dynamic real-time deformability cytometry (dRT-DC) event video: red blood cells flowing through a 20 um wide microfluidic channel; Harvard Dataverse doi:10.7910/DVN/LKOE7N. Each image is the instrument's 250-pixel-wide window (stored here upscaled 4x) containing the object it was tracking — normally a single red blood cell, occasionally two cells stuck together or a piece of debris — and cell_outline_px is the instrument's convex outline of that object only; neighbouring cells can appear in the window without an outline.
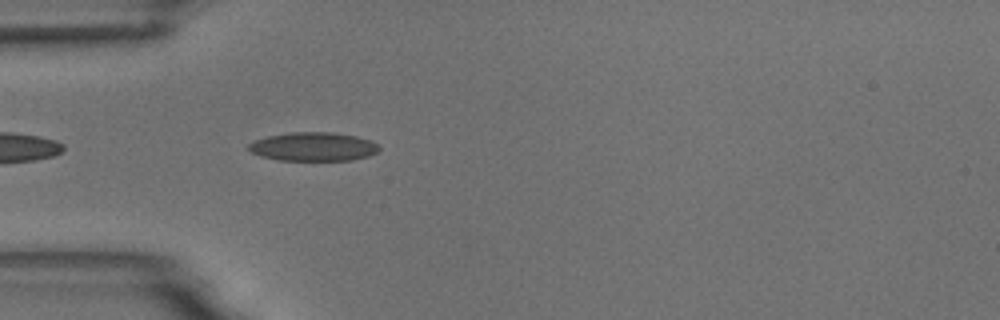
{"species": "common noctule bat (a hibernating species)", "species_latin": "Nyctalus noctula", "temperature_condition": "room temperature", "stored_images_in_passage": 43, "camera_frame_rate_fps": 3000, "um_per_image_px": 0.085, "animal": {"sex": "male", "body_mass_g": 18.8}, "frame": {"image": 1, "passage_image": 4, "time_ms": 1.0, "image_size_px": [1000, 320], "cell_outline_px": [[380, 148], [376, 152], [368, 156], [352, 160], [280, 160], [260, 156], [252, 152], [248, 148], [248, 144], [252, 140], [268, 136], [292, 132], [332, 132], [356, 136], [372, 140]], "centroid_in_image_um": [26.62, 12.46], "position_along_channel_um": 58.4, "area_um2": 21.85}}
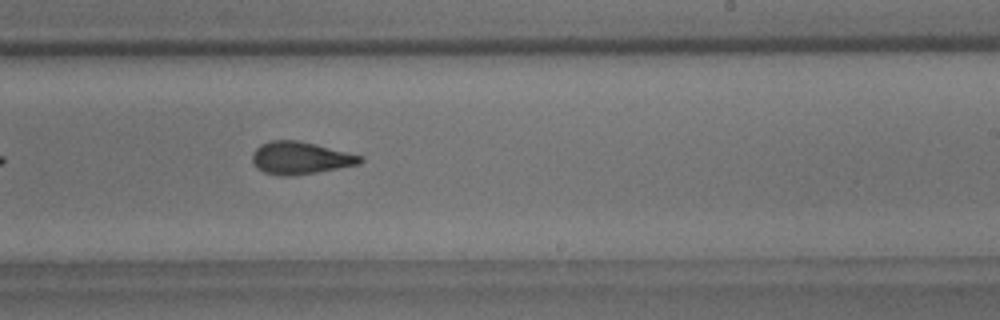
{"frame": {"image": 2, "passage_image": 21, "time_ms": 6.667, "image_size_px": [1000, 320], "cell_outline_px": [[364, 160], [360, 164], [316, 172], [292, 176], [280, 176], [264, 172], [256, 168], [252, 164], [252, 152], [260, 144], [272, 140], [296, 140], [316, 144], [364, 156]], "centroid_in_image_um": [25.51, 13.43], "position_along_channel_um": 263.5, "area_um2": 20.58}}
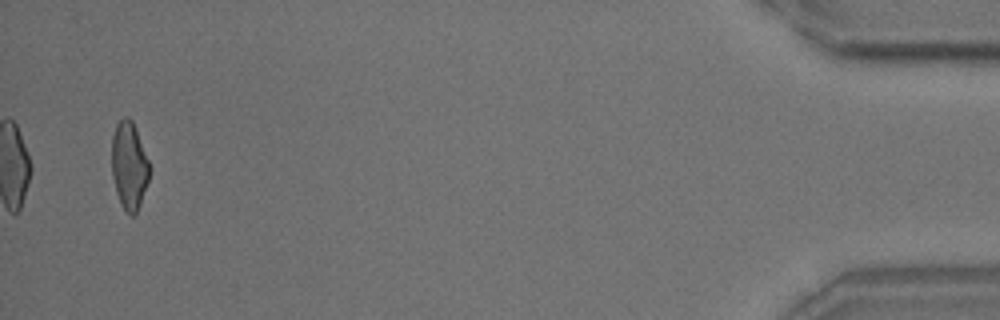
{"frame": {"image": 3, "passage_image": 41, "time_ms": 13.333, "image_size_px": [1000, 320], "cell_outline_px": [[148, 180], [140, 204], [136, 212], [132, 216], [128, 216], [124, 212], [120, 204], [116, 192], [112, 176], [112, 136], [116, 124], [124, 116], [128, 116], [132, 120], [136, 128], [148, 160]], "centroid_in_image_um": [10.95, 14.09], "position_along_channel_um": 424.3, "area_um2": 19.25}, "authors_computed_cell_mechanics": {"area_um2": 20.4612, "velocity_mm_per_s": 3.6713, "shape_relaxation_time_tau1_ms": 5.6258, "shape_relaxation_time_tau2_ms": 1.7755, "deformation_change_tau1": 0.1578, "deformation_change_tau2": 0.0846}}